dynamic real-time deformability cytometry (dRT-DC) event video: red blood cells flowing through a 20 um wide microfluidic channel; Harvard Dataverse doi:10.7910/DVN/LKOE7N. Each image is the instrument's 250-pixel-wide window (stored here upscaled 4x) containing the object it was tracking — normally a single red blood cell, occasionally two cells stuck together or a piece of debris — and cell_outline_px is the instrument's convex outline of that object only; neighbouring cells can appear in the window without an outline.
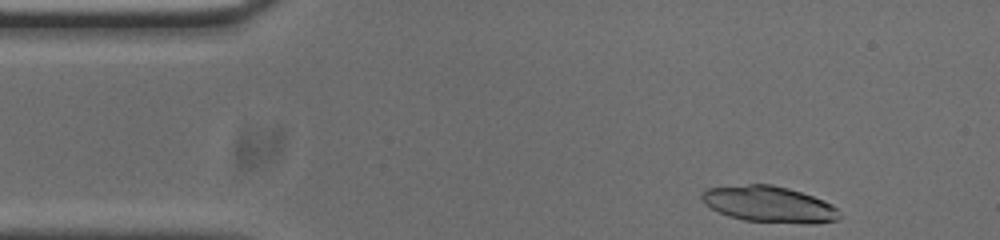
{"species": "common noctule bat (a hibernating species)", "species_latin": "Nyctalus noctula", "temperature_condition": "cold", "stored_images_in_passage": 47, "camera_frame_rate_fps": 3000, "um_per_image_px": 0.085, "animal": {"sex": "male", "body_mass_g": 20.0, "forearm_length_mm": 53.3}, "frame": {"image": 1, "passage_image": 1, "time_ms": 0.0, "image_size_px": [1000, 240], "cell_outline_px": [[840, 216], [836, 220], [816, 224], [808, 224], [744, 220], [728, 216], [704, 204], [700, 200], [700, 196], [708, 188], [748, 184], [772, 184], [788, 188], [824, 200], [832, 204], [836, 208]], "centroid_in_image_um": [65.38, 17.36], "position_along_channel_um": 19.6, "area_um2": 28.96}}